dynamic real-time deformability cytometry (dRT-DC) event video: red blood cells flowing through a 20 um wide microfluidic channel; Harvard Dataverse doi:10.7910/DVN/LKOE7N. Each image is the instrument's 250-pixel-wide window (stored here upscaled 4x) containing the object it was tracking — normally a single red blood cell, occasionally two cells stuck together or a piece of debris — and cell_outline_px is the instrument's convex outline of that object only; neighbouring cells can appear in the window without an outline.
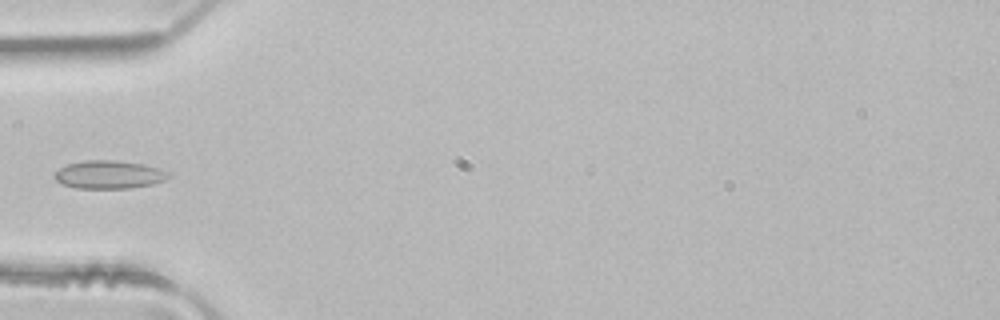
{"species": "common noctule bat (a hibernating species)", "species_latin": "Nyctalus noctula", "temperature_condition": "room temperature", "stored_images_in_passage": 4, "camera_frame_rate_fps": 3000, "um_per_image_px": 0.085, "animal": {"sex": "male", "body_mass_g": 21.5, "forearm_length_mm": 52.0}, "frame": {"image": 1, "passage_image": 4, "time_ms": 1.0, "image_size_px": [1000, 320], "cell_outline_px": [[168, 176], [164, 180], [152, 184], [128, 188], [76, 188], [64, 184], [56, 180], [52, 176], [60, 168], [68, 164], [84, 160], [116, 160], [144, 164], [168, 172]], "centroid_in_image_um": [9.23, 14.83], "position_along_channel_um": 75.8, "area_um2": 18.44}}